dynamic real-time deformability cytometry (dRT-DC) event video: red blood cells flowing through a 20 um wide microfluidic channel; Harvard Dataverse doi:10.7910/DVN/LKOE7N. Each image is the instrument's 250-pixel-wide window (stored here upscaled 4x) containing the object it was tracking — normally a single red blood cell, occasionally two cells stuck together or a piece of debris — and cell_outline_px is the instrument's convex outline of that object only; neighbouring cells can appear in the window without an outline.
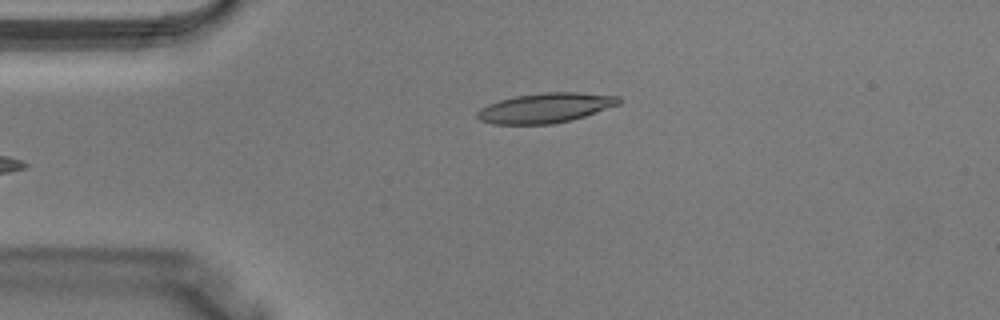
{"species": "Egyptian fruit bat (a non-hibernating species)", "species_latin": "Rousettus aegyptiacus", "temperature_condition": "warm", "stored_images_in_passage": 3, "camera_frame_rate_fps": 3000, "um_per_image_px": 0.085, "animal": {"sex": "male"}, "frame": {"image": 1, "passage_image": 3, "time_ms": 0.667, "image_size_px": [1000, 320], "cell_outline_px": [[620, 104], [572, 120], [552, 124], [492, 124], [480, 120], [476, 116], [476, 112], [480, 108], [488, 104], [500, 100], [516, 96], [544, 92], [576, 92], [620, 96]], "centroid_in_image_um": [46.35, 9.17], "position_along_channel_um": 38.7, "area_um2": 24.57}}